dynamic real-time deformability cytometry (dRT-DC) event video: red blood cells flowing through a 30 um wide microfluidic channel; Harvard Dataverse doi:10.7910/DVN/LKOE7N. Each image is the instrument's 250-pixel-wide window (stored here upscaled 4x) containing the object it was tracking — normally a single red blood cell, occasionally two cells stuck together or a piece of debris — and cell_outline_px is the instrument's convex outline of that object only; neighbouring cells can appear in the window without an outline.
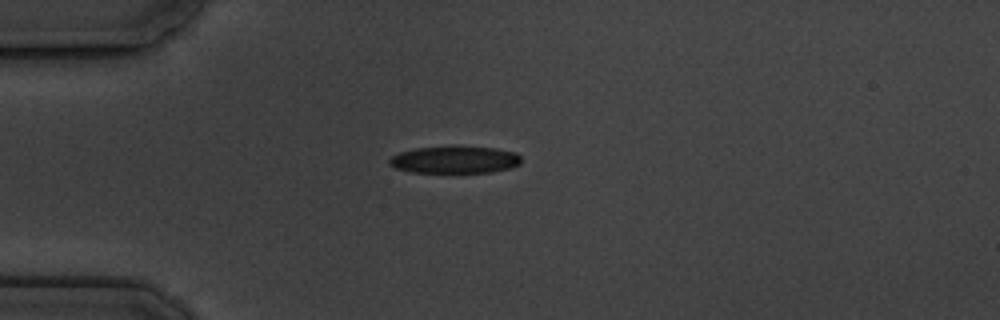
{"species": "common noctule bat (a hibernating species)", "species_latin": "Nyctalus noctula", "temperature_condition": "cold", "stored_images_in_passage": 4, "camera_frame_rate_fps": 3000, "um_per_image_px": 0.085, "animal": {"sex": "male", "body_mass_g": 19.5, "forearm_length_mm": 54.6}, "frame": {"image": 1, "passage_image": 1, "time_ms": 0.0, "image_size_px": [1000, 320], "cell_outline_px": [[520, 164], [512, 168], [492, 172], [412, 172], [396, 168], [388, 164], [388, 160], [392, 156], [400, 152], [416, 148], [456, 144], [460, 144], [496, 148], [516, 152], [520, 156]], "centroid_in_image_um": [38.68, 13.54], "position_along_channel_um": 46.3, "area_um2": 21.56}}
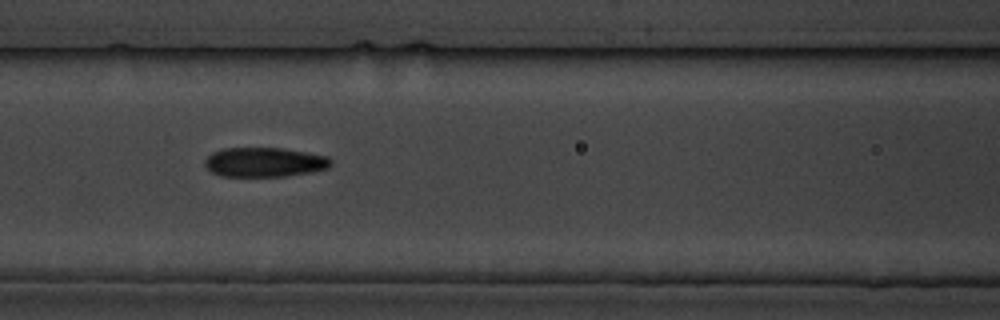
{"frame": {"image": 2, "passage_image": 4, "time_ms": 3.333, "image_size_px": [1000, 320], "cell_outline_px": [[332, 164], [328, 168], [312, 172], [284, 176], [220, 176], [212, 172], [204, 164], [204, 160], [212, 152], [224, 148], [284, 148], [328, 156], [332, 160]], "centroid_in_image_um": [22.49, 13.78], "position_along_channel_um": 144.1, "area_um2": 21.73}}